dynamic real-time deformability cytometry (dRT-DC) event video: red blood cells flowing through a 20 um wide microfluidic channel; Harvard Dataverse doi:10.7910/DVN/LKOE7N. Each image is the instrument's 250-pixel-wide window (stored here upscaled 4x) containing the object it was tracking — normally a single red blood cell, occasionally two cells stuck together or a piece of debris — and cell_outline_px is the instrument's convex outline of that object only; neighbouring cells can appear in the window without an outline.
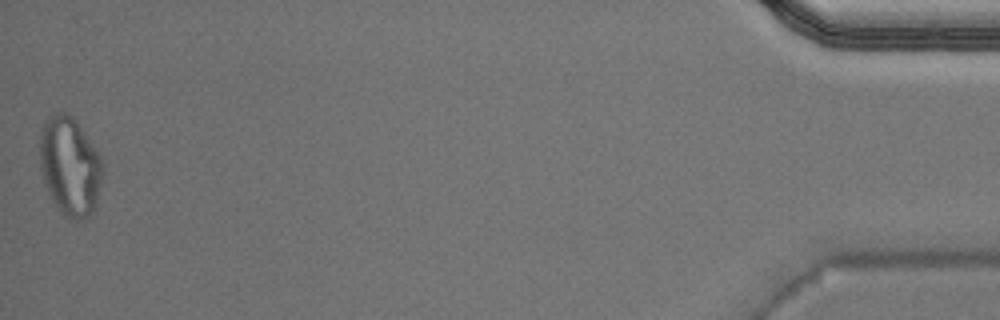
{"species": "Egyptian fruit bat (a non-hibernating species)", "species_latin": "Rousettus aegyptiacus", "temperature_condition": "warm", "stored_images_in_passage": 36, "camera_frame_rate_fps": 3000, "um_per_image_px": 0.085, "animal": {"sex": "male"}, "frame": {"image": 1, "passage_image": 36, "time_ms": 11.667, "image_size_px": [1000, 320], "cell_outline_px": [[104, 172], [96, 208], [84, 220], [68, 220], [60, 212], [52, 200], [44, 184], [40, 168], [40, 132], [44, 120], [52, 112], [64, 112], [72, 116], [76, 120], [100, 156], [104, 168]], "centroid_in_image_um": [5.94, 14.15], "position_along_channel_um": 429.3, "area_um2": 36.88}, "authors_computed_cell_mechanics": {"area_um2": 22.0218, "velocity_mm_per_s": 4.0111, "shape_relaxation_time_tau1_ms": null, "shape_relaxation_time_tau2_ms": 1.289, "deformation_change_tau1": null, "deformation_change_tau2": 0.0894}}